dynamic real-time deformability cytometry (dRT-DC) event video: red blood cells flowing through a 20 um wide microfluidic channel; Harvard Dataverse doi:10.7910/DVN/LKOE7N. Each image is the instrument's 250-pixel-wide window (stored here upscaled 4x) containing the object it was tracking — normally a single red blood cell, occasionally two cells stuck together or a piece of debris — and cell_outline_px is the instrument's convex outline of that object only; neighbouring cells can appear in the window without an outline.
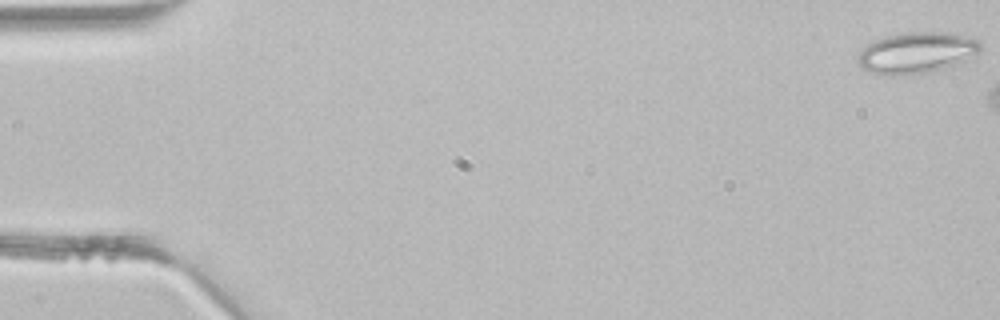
{"species": "common noctule bat (a hibernating species)", "species_latin": "Nyctalus noctula", "temperature_condition": "room temperature", "stored_images_in_passage": 7, "camera_frame_rate_fps": 3000, "um_per_image_px": 0.085, "animal": {"sex": "male", "body_mass_g": 21.5, "forearm_length_mm": 52.0}, "frame": {"image": 1, "passage_image": 1, "time_ms": 0.0, "image_size_px": [1000, 320], "cell_outline_px": [[980, 48], [976, 56], [956, 64], [924, 72], [892, 76], [888, 76], [868, 72], [860, 68], [856, 60], [856, 56], [872, 40], [884, 36], [908, 32], [952, 32], [976, 40], [980, 44]], "centroid_in_image_um": [77.84, 4.48], "position_along_channel_um": 7.2, "area_um2": 29.42}}